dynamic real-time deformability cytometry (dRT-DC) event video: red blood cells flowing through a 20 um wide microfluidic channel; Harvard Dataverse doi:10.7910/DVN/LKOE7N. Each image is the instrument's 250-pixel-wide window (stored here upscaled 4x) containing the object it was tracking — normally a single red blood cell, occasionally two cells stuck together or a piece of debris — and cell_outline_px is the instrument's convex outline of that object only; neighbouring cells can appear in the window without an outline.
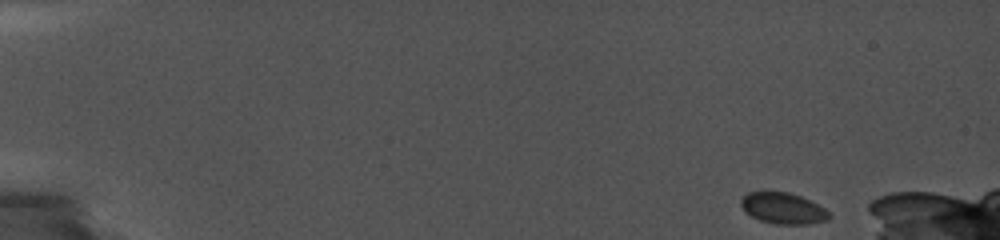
{"species": "common noctule bat (a hibernating species)", "species_latin": "Nyctalus noctula", "temperature_condition": "cold", "stored_images_in_passage": 20, "camera_frame_rate_fps": 5000, "um_per_image_px": 0.085, "animal": {"sex": "female", "body_mass_g": 19.0, "forearm_length_mm": 56.7}, "frame": {"image": 1, "passage_image": 1, "time_ms": 0.0, "image_size_px": [1000, 240], "cell_outline_px": [[832, 216], [828, 220], [808, 224], [776, 224], [760, 220], [744, 212], [740, 204], [740, 200], [748, 192], [788, 192], [800, 196], [824, 208]], "centroid_in_image_um": [66.54, 17.71], "position_along_channel_um": 18.5, "area_um2": 15.9}}
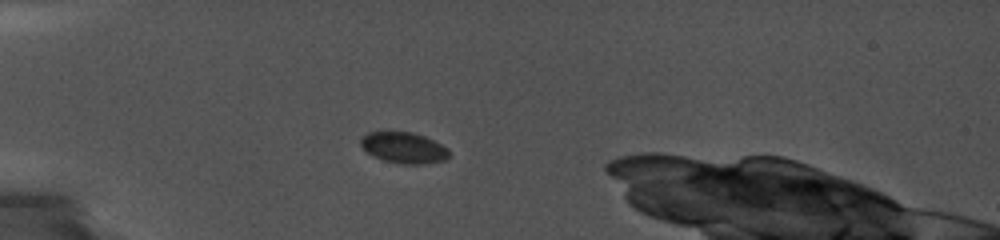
{"frame": {"image": 2, "passage_image": 17, "time_ms": 4.0, "image_size_px": [1000, 240], "cell_outline_px": [[448, 156], [444, 160], [424, 164], [404, 164], [384, 160], [372, 156], [360, 144], [360, 140], [368, 132], [412, 132], [424, 136], [448, 148]], "centroid_in_image_um": [34.31, 12.56], "position_along_channel_um": 50.7, "area_um2": 15.72}}